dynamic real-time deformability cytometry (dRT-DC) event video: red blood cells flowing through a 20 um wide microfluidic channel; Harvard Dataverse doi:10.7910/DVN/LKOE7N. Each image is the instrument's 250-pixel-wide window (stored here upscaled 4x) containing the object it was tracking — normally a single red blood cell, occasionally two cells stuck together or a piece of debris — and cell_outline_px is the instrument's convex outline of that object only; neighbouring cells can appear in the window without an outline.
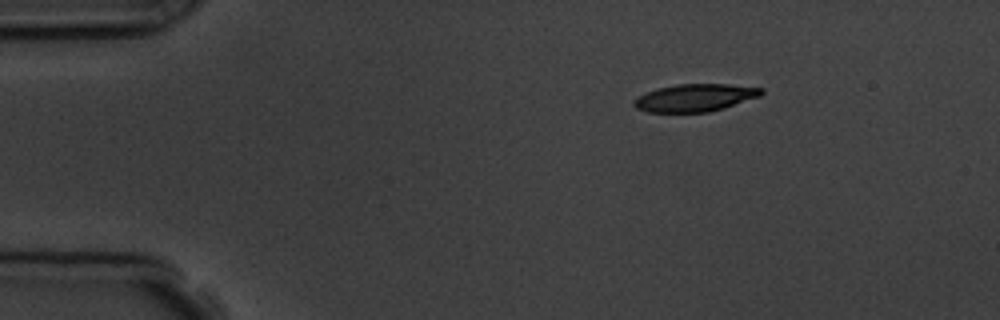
{"species": "common noctule bat (a hibernating species)", "species_latin": "Nyctalus noctula", "temperature_condition": "room temperature", "stored_images_in_passage": 3, "camera_frame_rate_fps": 3000, "um_per_image_px": 0.085, "animal": {"sex": "male", "body_mass_g": 19.5, "forearm_length_mm": 54.6}, "frame": {"image": 1, "passage_image": 1, "time_ms": 0.0, "image_size_px": [1000, 320], "cell_outline_px": [[764, 92], [760, 96], [724, 108], [708, 112], [648, 112], [636, 108], [632, 104], [632, 100], [656, 88], [676, 84], [728, 84], [764, 88]], "centroid_in_image_um": [59.08, 8.3], "position_along_channel_um": 25.9, "area_um2": 20.46}}